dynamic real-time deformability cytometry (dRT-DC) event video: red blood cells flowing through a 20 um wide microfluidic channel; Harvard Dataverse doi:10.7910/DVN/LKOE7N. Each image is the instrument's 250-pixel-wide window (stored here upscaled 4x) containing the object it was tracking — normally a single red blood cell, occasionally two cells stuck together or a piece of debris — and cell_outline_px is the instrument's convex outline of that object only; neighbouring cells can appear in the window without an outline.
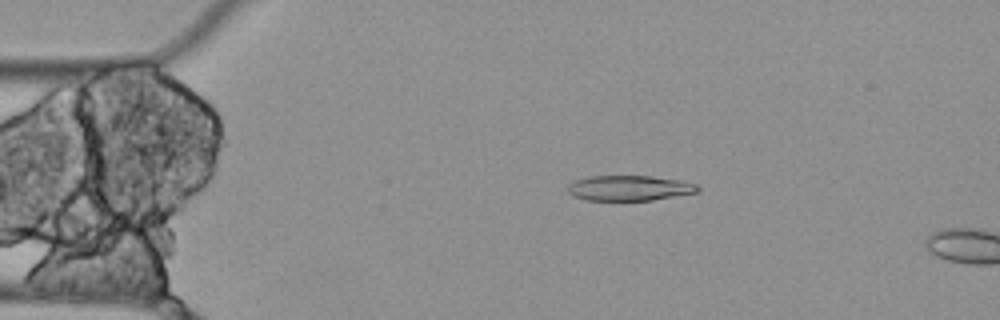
{"species": "Egyptian fruit bat (a non-hibernating species)", "species_latin": "Rousettus aegyptiacus", "temperature_condition": "cold", "stored_images_in_passage": 3, "camera_frame_rate_fps": 3000, "um_per_image_px": 0.085, "animal": {"sex": "female"}, "frame": {"image": 1, "passage_image": 2, "time_ms": 0.333, "image_size_px": [1000, 320], "cell_outline_px": [[700, 192], [652, 200], [588, 200], [572, 196], [568, 192], [568, 184], [576, 180], [588, 176], [652, 176], [680, 180], [696, 184], [700, 188]], "centroid_in_image_um": [53.51, 15.98], "position_along_channel_um": 31.5, "area_um2": 19.19}}